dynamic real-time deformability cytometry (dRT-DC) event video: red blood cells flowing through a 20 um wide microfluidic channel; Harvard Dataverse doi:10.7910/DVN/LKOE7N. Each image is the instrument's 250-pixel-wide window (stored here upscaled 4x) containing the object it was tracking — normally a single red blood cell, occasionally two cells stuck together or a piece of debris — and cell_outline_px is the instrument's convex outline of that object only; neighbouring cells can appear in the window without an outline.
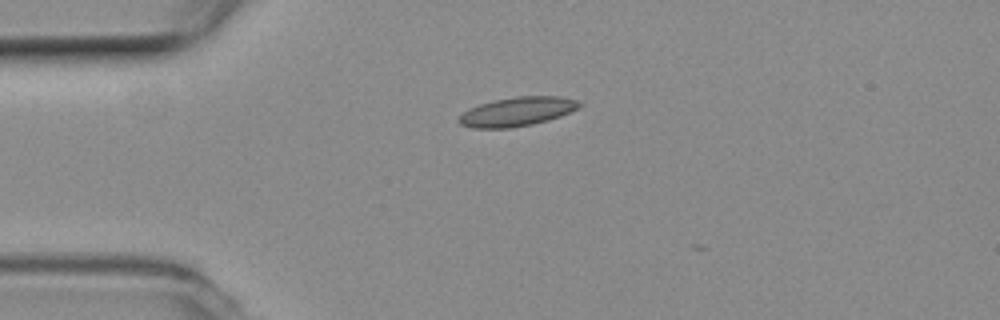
{"species": "common noctule bat (a hibernating species)", "species_latin": "Nyctalus noctula", "temperature_condition": "room temperature", "stored_images_in_passage": 2, "camera_frame_rate_fps": 3000, "um_per_image_px": 0.085, "animal": {"sex": "female", "body_mass_g": 19.3, "forearm_length_mm": 54.1}, "frame": {"image": 1, "passage_image": 1, "time_ms": 0.0, "image_size_px": [1000, 320], "cell_outline_px": [[580, 108], [560, 116], [548, 120], [532, 124], [508, 128], [472, 128], [460, 124], [456, 120], [464, 112], [480, 104], [496, 100], [516, 96], [560, 96], [576, 100], [580, 104]], "centroid_in_image_um": [43.96, 9.49], "position_along_channel_um": 41.0, "area_um2": 20.17}}